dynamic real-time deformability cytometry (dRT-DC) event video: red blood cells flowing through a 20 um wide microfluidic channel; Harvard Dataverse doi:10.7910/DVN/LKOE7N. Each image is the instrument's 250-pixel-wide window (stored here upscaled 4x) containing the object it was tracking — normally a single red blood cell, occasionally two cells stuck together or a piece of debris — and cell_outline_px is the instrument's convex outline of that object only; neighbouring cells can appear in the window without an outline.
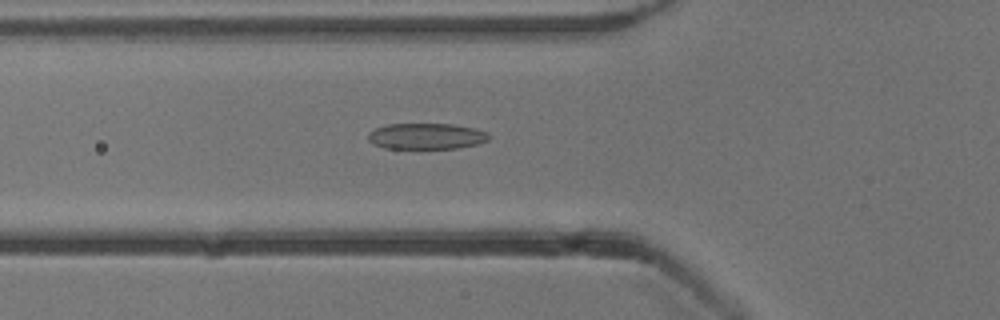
{"species": "common noctule bat (a hibernating species)", "species_latin": "Nyctalus noctula", "temperature_condition": "cold", "stored_images_in_passage": 51, "camera_frame_rate_fps": 3000, "um_per_image_px": 0.085, "animal": {"sex": "male", "body_mass_g": 13.3}, "frame": {"image": 1, "passage_image": 19, "time_ms": 6.0, "image_size_px": [1000, 320], "cell_outline_px": [[492, 136], [488, 140], [480, 144], [460, 148], [384, 148], [372, 144], [368, 140], [368, 132], [376, 128], [388, 124], [452, 124], [476, 128], [488, 132]], "centroid_in_image_um": [36.28, 11.58], "position_along_channel_um": 89.5, "area_um2": 18.55}}
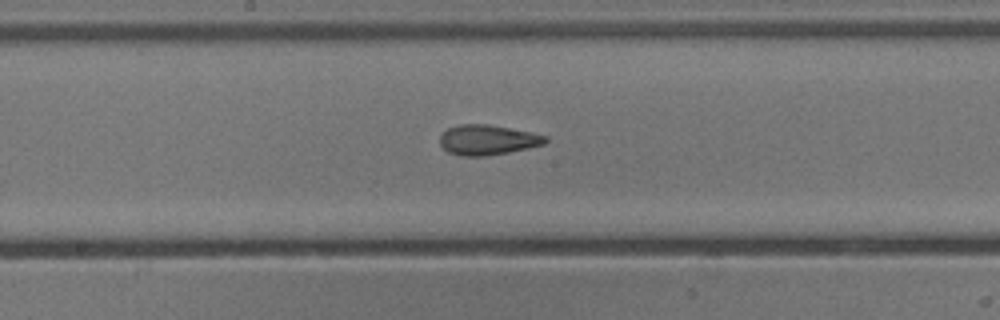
{"frame": {"image": 2, "passage_image": 28, "time_ms": 9.0, "image_size_px": [1000, 320], "cell_outline_px": [[548, 140], [544, 144], [528, 148], [508, 152], [484, 156], [460, 156], [448, 152], [440, 144], [440, 132], [448, 128], [460, 124], [488, 124], [532, 132], [548, 136]], "centroid_in_image_um": [41.43, 11.88], "position_along_channel_um": 206.8, "area_um2": 18.61}}
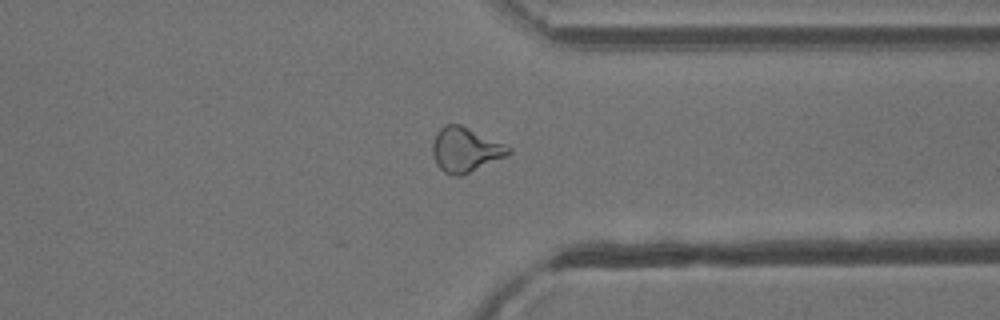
{"frame": {"image": 3, "passage_image": 41, "time_ms": 13.333, "image_size_px": [1000, 320], "cell_outline_px": [[512, 152], [504, 156], [460, 176], [452, 176], [444, 172], [436, 164], [432, 152], [432, 144], [436, 132], [444, 124], [460, 124], [504, 144], [512, 148]], "centroid_in_image_um": [39.5, 12.71], "position_along_channel_um": 371.9, "area_um2": 19.42}, "authors_computed_cell_mechanics": {"area_um2": 19.1896, "velocity_mm_per_s": 3.8726, "shape_relaxation_time_tau1_ms": 7.6398, "shape_relaxation_time_tau2_ms": 1.8589, "deformation_change_tau1": 0.2001, "deformation_change_tau2": 0.1048}}